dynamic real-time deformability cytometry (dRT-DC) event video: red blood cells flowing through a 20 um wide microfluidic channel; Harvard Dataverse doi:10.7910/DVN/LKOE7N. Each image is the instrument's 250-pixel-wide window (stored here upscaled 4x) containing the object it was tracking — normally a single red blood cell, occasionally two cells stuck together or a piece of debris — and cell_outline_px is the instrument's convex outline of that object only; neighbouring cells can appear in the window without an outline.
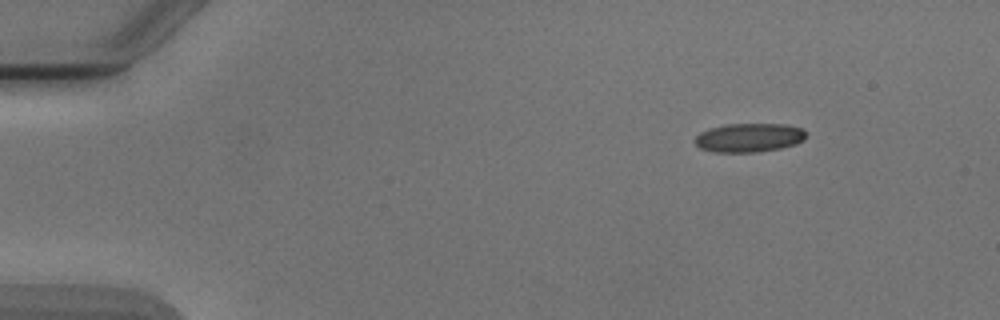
{"species": "Egyptian fruit bat (a non-hibernating species)", "species_latin": "Rousettus aegyptiacus", "temperature_condition": "cold", "stored_images_in_passage": 4, "camera_frame_rate_fps": 3000, "um_per_image_px": 0.085, "animal": {"sex": "male"}, "frame": {"image": 1, "passage_image": 1, "time_ms": 0.0, "image_size_px": [1000, 320], "cell_outline_px": [[808, 136], [804, 140], [796, 144], [780, 148], [756, 152], [712, 152], [700, 148], [696, 144], [696, 136], [700, 132], [708, 128], [724, 124], [788, 124], [804, 128], [808, 132]], "centroid_in_image_um": [63.73, 11.69], "position_along_channel_um": 21.3, "area_um2": 19.02}}
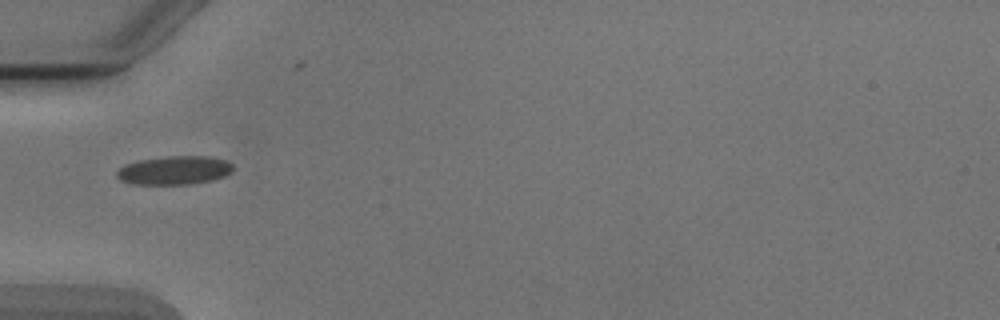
{"frame": {"image": 2, "passage_image": 4, "time_ms": 3.667, "image_size_px": [1000, 320], "cell_outline_px": [[232, 168], [224, 176], [212, 180], [188, 184], [136, 184], [120, 180], [116, 176], [116, 172], [124, 164], [136, 160], [168, 156], [212, 156], [228, 160], [232, 164]], "centroid_in_image_um": [14.8, 14.46], "position_along_channel_um": 70.2, "area_um2": 19.42}}